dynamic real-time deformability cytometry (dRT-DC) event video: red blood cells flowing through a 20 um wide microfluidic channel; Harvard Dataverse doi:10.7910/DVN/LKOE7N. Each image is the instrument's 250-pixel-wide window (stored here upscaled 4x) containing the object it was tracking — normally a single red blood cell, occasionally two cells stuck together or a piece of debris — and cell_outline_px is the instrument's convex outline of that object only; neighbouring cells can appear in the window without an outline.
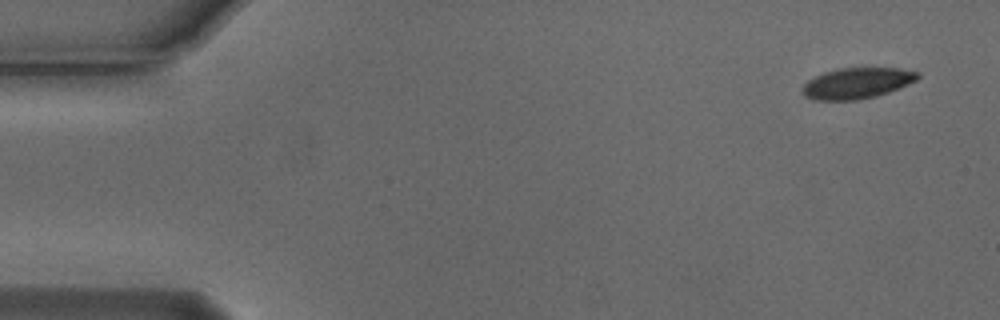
{"species": "Egyptian fruit bat (a non-hibernating species)", "species_latin": "Rousettus aegyptiacus", "temperature_condition": "cold", "stored_images_in_passage": 4, "camera_frame_rate_fps": 3000, "um_per_image_px": 0.085, "animal": {"sex": "male"}, "frame": {"image": 1, "passage_image": 1, "time_ms": 0.0, "image_size_px": [1000, 320], "cell_outline_px": [[920, 76], [916, 80], [908, 84], [888, 92], [876, 96], [856, 100], [812, 100], [804, 96], [800, 92], [804, 84], [808, 80], [824, 72], [840, 68], [900, 68], [920, 72]], "centroid_in_image_um": [72.82, 7.07], "position_along_channel_um": 12.2, "area_um2": 20.81}}